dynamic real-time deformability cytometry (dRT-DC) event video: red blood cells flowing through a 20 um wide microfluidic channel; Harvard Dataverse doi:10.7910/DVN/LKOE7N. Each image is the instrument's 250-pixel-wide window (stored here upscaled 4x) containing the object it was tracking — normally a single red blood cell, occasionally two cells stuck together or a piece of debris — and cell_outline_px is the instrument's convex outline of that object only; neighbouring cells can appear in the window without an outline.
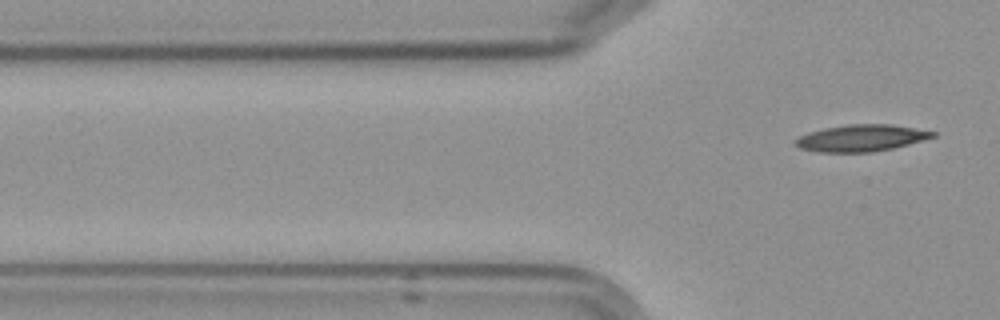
{"species": "Egyptian fruit bat (a non-hibernating species)", "species_latin": "Rousettus aegyptiacus", "temperature_condition": "cold", "stored_images_in_passage": 3, "segment_of_instrument_passage": [2, 2], "camera_frame_rate_fps": 3000, "um_per_image_px": 0.085, "frame": {"image": 1, "passage_image": 3, "time_ms": 2.333, "image_size_px": [1000, 320], "cell_outline_px": [[936, 136], [908, 144], [892, 148], [872, 152], [820, 152], [800, 148], [796, 144], [796, 140], [800, 136], [808, 132], [824, 128], [848, 124], [892, 124], [936, 132]], "centroid_in_image_um": [73.21, 11.72], "position_along_channel_um": 52.6, "area_um2": 21.15}}